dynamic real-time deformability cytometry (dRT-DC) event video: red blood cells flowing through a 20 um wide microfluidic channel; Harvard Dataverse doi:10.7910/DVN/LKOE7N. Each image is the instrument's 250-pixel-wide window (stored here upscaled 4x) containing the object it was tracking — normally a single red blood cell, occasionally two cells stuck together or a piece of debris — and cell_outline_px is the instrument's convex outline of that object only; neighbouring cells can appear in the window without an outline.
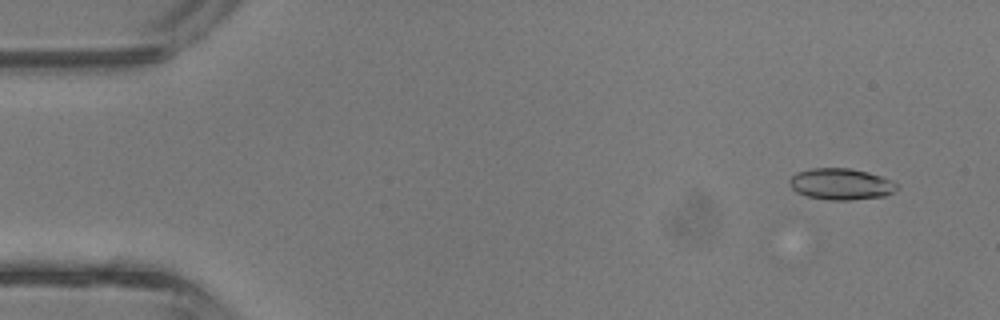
{"species": "common noctule bat (a hibernating species)", "species_latin": "Nyctalus noctula", "temperature_condition": "room temperature", "stored_images_in_passage": 17, "camera_frame_rate_fps": 3000, "um_per_image_px": 0.085, "animal": {"sex": "male", "body_mass_g": 13.3}, "frame": {"image": 1, "passage_image": 3, "time_ms": 0.667, "image_size_px": [1000, 320], "cell_outline_px": [[896, 188], [892, 192], [884, 196], [848, 200], [832, 200], [808, 196], [796, 192], [788, 184], [788, 180], [796, 172], [812, 168], [848, 168], [868, 172], [892, 180], [896, 184]], "centroid_in_image_um": [71.43, 15.64], "position_along_channel_um": 13.6, "area_um2": 19.48}}
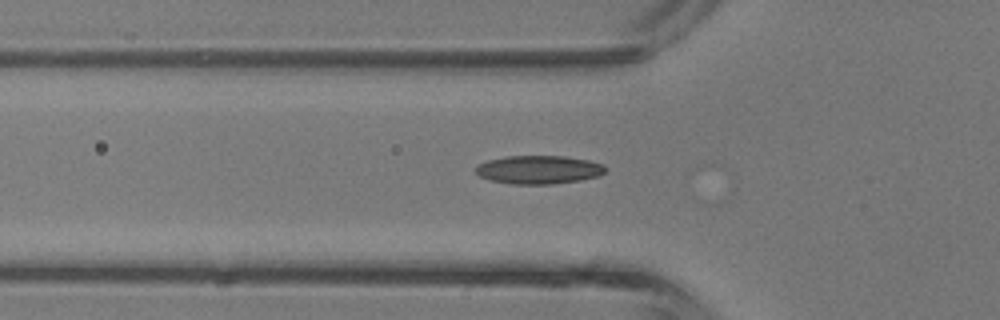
{"frame": {"image": 2, "passage_image": 14, "time_ms": 4.333, "image_size_px": [1000, 320], "cell_outline_px": [[604, 172], [600, 176], [580, 180], [552, 184], [516, 184], [492, 180], [480, 176], [476, 172], [476, 168], [480, 164], [488, 160], [504, 156], [564, 156], [588, 160], [600, 164], [604, 168]], "centroid_in_image_um": [45.79, 14.42], "position_along_channel_um": 80.0, "area_um2": 21.15}}
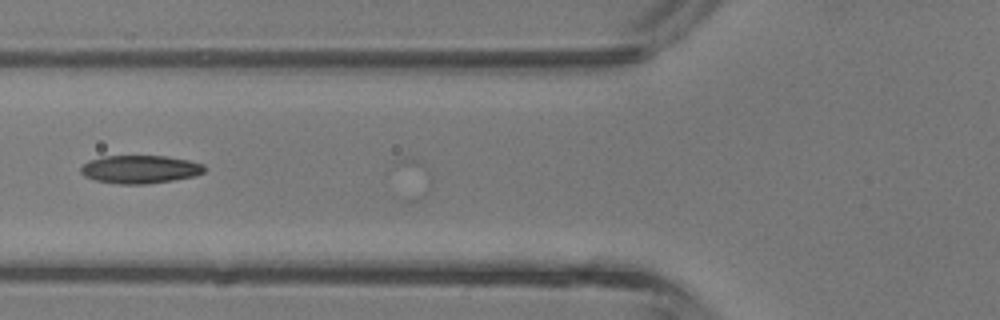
{"frame": {"image": 3, "passage_image": 16, "time_ms": 5.0, "image_size_px": [1000, 320], "cell_outline_px": [[204, 172], [192, 176], [172, 180], [144, 184], [120, 184], [96, 180], [84, 176], [80, 172], [80, 168], [88, 160], [104, 156], [168, 156], [188, 160], [204, 164]], "centroid_in_image_um": [11.88, 14.38], "position_along_channel_um": 113.9, "area_um2": 20.11}}